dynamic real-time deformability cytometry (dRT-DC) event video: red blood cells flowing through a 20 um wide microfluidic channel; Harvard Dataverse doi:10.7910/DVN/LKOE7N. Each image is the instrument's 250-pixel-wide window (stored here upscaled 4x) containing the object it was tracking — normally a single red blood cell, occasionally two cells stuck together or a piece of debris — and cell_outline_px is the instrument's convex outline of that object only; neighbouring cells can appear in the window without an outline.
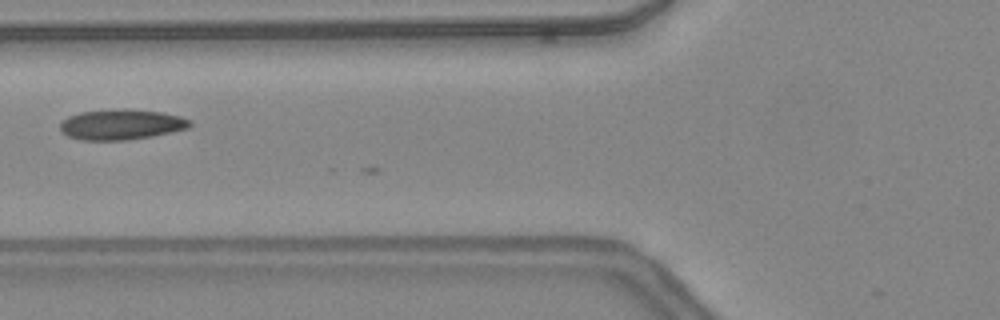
{"species": "common noctule bat (a hibernating species)", "species_latin": "Nyctalus noctula", "temperature_condition": "warm", "stored_images_in_passage": 11, "camera_frame_rate_fps": 3000, "um_per_image_px": 0.085, "animal": {"sex": "female", "body_mass_g": 24.6, "forearm_length_mm": 56.2}, "frame": {"image": 1, "passage_image": 9, "time_ms": 2.667, "image_size_px": [1000, 320], "cell_outline_px": [[192, 124], [188, 128], [172, 132], [152, 136], [128, 140], [80, 140], [68, 136], [60, 132], [60, 124], [68, 116], [80, 112], [120, 108], [128, 108], [160, 112], [180, 116], [192, 120]], "centroid_in_image_um": [10.31, 10.58], "position_along_channel_um": 115.5, "area_um2": 23.24}}